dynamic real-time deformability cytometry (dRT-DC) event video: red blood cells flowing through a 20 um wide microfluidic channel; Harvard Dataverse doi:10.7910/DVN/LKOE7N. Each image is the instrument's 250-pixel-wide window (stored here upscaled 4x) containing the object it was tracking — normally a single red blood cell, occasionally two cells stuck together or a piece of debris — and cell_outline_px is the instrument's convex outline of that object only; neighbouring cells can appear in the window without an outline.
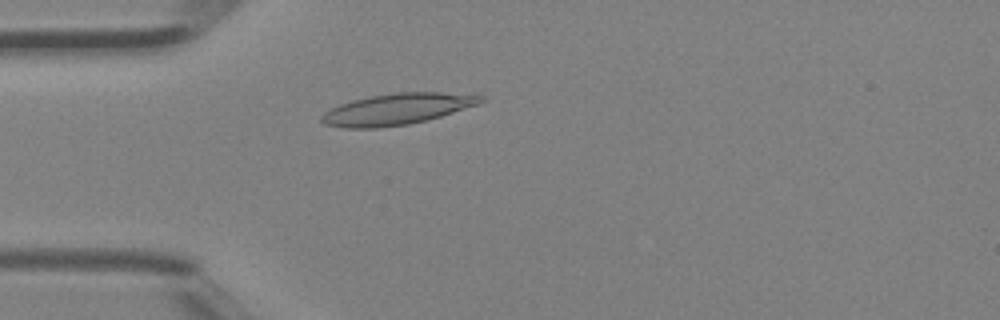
{"species": "Egyptian fruit bat (a non-hibernating species)", "species_latin": "Rousettus aegyptiacus", "temperature_condition": "room temperature", "stored_images_in_passage": 3, "camera_frame_rate_fps": 3000, "um_per_image_px": 0.085, "animal": {"sex": "female"}, "frame": {"image": 1, "passage_image": 3, "time_ms": 0.667, "image_size_px": [1000, 320], "cell_outline_px": [[484, 100], [480, 104], [440, 116], [408, 124], [376, 128], [344, 128], [324, 124], [320, 120], [320, 116], [324, 112], [340, 104], [352, 100], [368, 96], [396, 92], [440, 92], [484, 96]], "centroid_in_image_um": [33.71, 9.27], "position_along_channel_um": 51.3, "area_um2": 28.84}}